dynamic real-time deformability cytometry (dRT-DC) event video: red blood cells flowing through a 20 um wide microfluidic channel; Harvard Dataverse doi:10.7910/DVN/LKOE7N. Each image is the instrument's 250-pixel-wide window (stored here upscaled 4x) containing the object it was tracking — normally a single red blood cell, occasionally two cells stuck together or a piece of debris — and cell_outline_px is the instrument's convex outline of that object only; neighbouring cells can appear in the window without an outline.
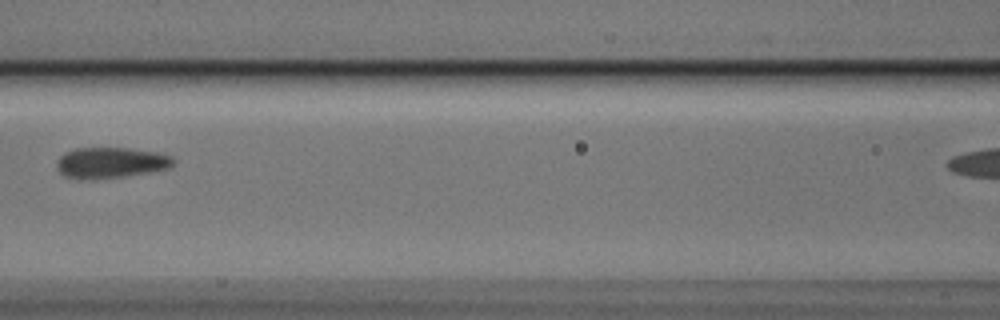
{"species": "Egyptian fruit bat (a non-hibernating species)", "species_latin": "Rousettus aegyptiacus", "temperature_condition": "cold", "stored_images_in_passage": 8, "segment_of_instrument_passage": [1, 2], "camera_frame_rate_fps": 3000, "um_per_image_px": 0.085, "animal": {"sex": "male"}, "frame": {"image": 1, "passage_image": 7, "time_ms": 2.0, "image_size_px": [1000, 320], "cell_outline_px": [[176, 160], [168, 168], [152, 172], [120, 176], [64, 176], [60, 172], [56, 164], [56, 160], [64, 152], [72, 148], [128, 148], [160, 152], [172, 156]], "centroid_in_image_um": [9.47, 13.76], "position_along_channel_um": 157.1, "area_um2": 20.29}}